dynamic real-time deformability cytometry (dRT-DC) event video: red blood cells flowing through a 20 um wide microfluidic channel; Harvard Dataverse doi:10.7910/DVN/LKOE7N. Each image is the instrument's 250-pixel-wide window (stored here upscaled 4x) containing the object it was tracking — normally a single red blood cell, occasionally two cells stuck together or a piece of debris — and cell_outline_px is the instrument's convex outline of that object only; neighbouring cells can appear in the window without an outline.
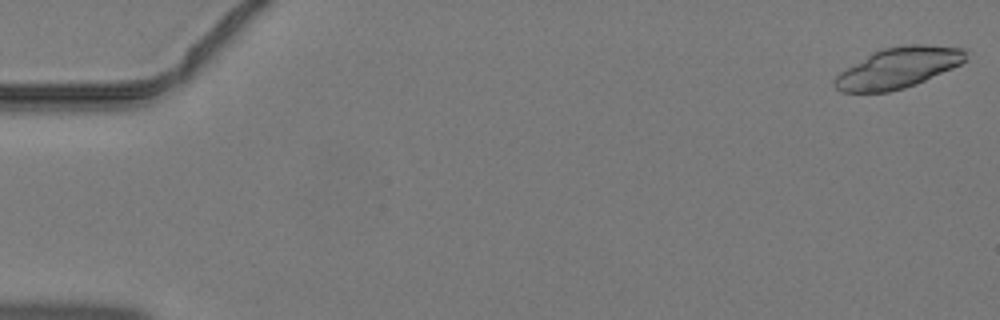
{"species": "common noctule bat (a hibernating species)", "species_latin": "Nyctalus noctula", "temperature_condition": "warm", "stored_images_in_passage": 17, "camera_frame_rate_fps": 3000, "um_per_image_px": 0.085, "animal": {"sex": "male", "body_mass_g": 19.2, "forearm_length_mm": 51.8}, "frame": {"image": 1, "passage_image": 1, "time_ms": 0.0, "image_size_px": [1000, 320], "cell_outline_px": [[968, 60], [952, 68], [916, 84], [904, 88], [888, 92], [840, 92], [832, 84], [832, 80], [840, 72], [872, 52], [884, 48], [908, 44], [924, 44], [968, 48]], "centroid_in_image_um": [76.38, 5.75], "position_along_channel_um": 8.6, "area_um2": 31.27}}